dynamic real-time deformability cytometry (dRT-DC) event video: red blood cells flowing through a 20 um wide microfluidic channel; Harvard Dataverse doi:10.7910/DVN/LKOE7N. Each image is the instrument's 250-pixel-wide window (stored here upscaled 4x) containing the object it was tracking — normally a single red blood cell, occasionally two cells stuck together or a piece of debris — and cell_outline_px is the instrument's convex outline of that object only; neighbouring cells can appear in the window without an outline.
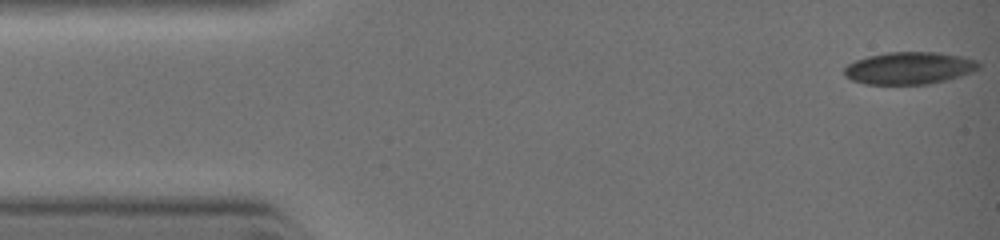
{"species": "common noctule bat (a hibernating species)", "species_latin": "Nyctalus noctula", "temperature_condition": "warm", "stored_images_in_passage": 40, "camera_frame_rate_fps": 3000, "um_per_image_px": 0.085, "animal": {"sex": "female", "body_mass_g": 19.0, "forearm_length_mm": 51.5}, "frame": {"image": 1, "passage_image": 1, "time_ms": 0.0, "image_size_px": [1000, 240], "cell_outline_px": [[980, 68], [972, 72], [948, 80], [928, 84], [864, 84], [852, 80], [844, 76], [844, 68], [848, 64], [856, 60], [868, 56], [888, 52], [940, 52], [964, 56], [976, 60], [980, 64]], "centroid_in_image_um": [77.31, 5.78], "position_along_channel_um": 7.7, "area_um2": 25.49}}
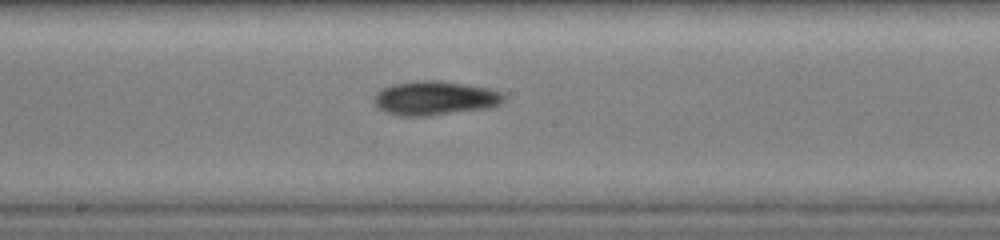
{"frame": {"image": 2, "passage_image": 22, "time_ms": 5.667, "image_size_px": [1000, 240], "cell_outline_px": [[504, 100], [500, 104], [488, 108], [428, 116], [404, 116], [384, 112], [376, 104], [376, 92], [392, 84], [416, 80], [440, 80], [468, 84], [488, 88], [504, 92]], "centroid_in_image_um": [37.01, 8.33], "position_along_channel_um": 211.2, "area_um2": 25.84}}
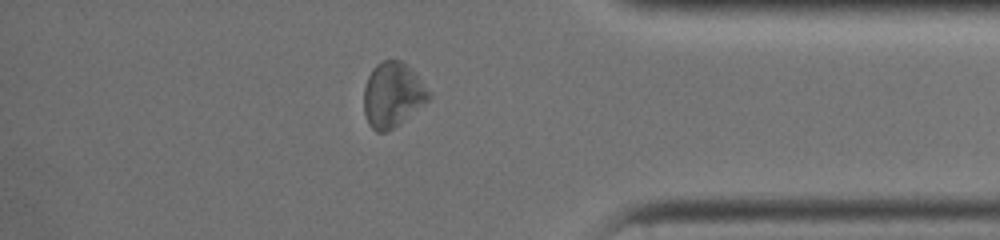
{"frame": {"image": 3, "passage_image": 37, "time_ms": 9.333, "image_size_px": [1000, 240], "cell_outline_px": [[432, 96], [428, 100], [392, 128], [384, 132], [376, 132], [368, 124], [364, 112], [364, 88], [368, 76], [372, 68], [376, 64], [384, 60], [400, 60], [412, 68]], "centroid_in_image_um": [33.34, 8.03], "position_along_channel_um": 401.9, "area_um2": 24.16}}